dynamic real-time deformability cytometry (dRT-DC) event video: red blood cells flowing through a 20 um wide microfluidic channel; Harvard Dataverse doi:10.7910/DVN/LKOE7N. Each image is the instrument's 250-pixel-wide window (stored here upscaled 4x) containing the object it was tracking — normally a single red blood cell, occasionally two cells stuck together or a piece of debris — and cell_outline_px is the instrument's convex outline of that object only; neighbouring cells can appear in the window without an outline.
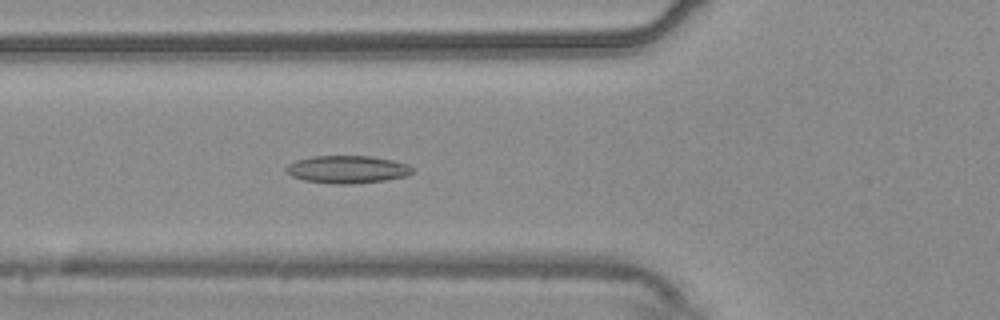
{"species": "common noctule bat (a hibernating species)", "species_latin": "Nyctalus noctula", "temperature_condition": "warm", "stored_images_in_passage": 54, "camera_frame_rate_fps": 3000, "um_per_image_px": 0.085, "animal": {"sex": "male", "body_mass_g": 20.4}, "frame": {"image": 1, "passage_image": 19, "time_ms": 6.0, "image_size_px": [1000, 320], "cell_outline_px": [[412, 172], [408, 176], [384, 180], [352, 184], [336, 184], [304, 180], [292, 176], [284, 168], [288, 164], [296, 160], [312, 156], [372, 156], [392, 160], [408, 164], [412, 168]], "centroid_in_image_um": [29.52, 14.39], "position_along_channel_um": 96.3, "area_um2": 20.29}}
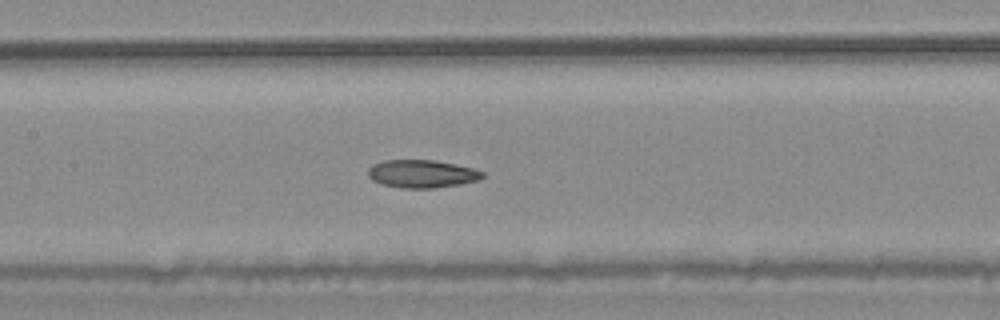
{"frame": {"image": 2, "passage_image": 25, "time_ms": 8.0, "image_size_px": [1000, 320], "cell_outline_px": [[484, 176], [480, 180], [460, 184], [432, 188], [400, 188], [380, 184], [372, 180], [368, 176], [368, 168], [372, 164], [384, 160], [432, 160], [472, 168], [484, 172]], "centroid_in_image_um": [35.82, 14.78], "position_along_channel_um": 171.6, "area_um2": 18.61}}
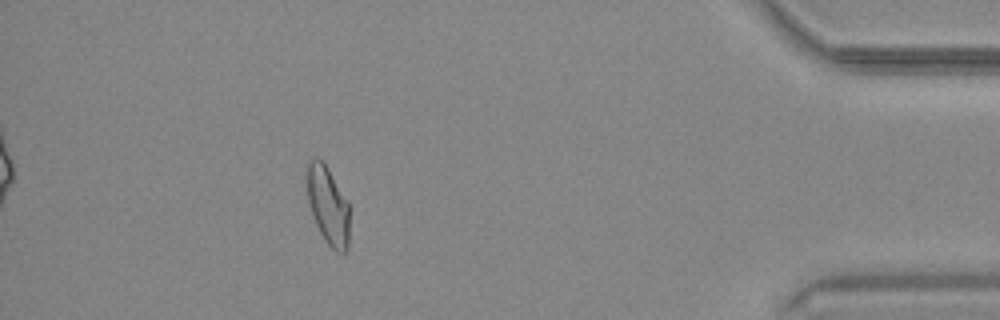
{"frame": {"image": 3, "passage_image": 48, "time_ms": 15.667, "image_size_px": [1000, 320], "cell_outline_px": [[348, 248], [344, 252], [336, 252], [324, 240], [316, 224], [308, 200], [304, 176], [304, 164], [308, 160], [316, 156], [324, 164], [348, 204]], "centroid_in_image_um": [27.8, 17.41], "position_along_channel_um": 407.4, "area_um2": 19.25}, "authors_computed_cell_mechanics": {"area_um2": 19.8254, "velocity_mm_per_s": 3.736, "shape_relaxation_time_tau1_ms": 11.2189, "shape_relaxation_time_tau2_ms": 3.4495, "deformation_change_tau1": 0.219, "deformation_change_tau2": 0.0942}}